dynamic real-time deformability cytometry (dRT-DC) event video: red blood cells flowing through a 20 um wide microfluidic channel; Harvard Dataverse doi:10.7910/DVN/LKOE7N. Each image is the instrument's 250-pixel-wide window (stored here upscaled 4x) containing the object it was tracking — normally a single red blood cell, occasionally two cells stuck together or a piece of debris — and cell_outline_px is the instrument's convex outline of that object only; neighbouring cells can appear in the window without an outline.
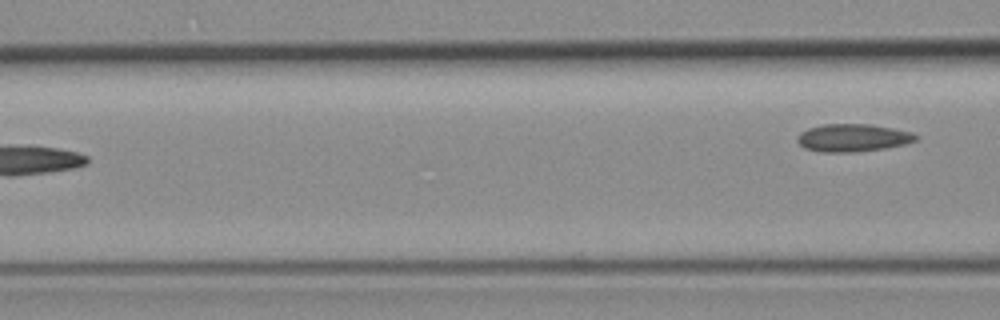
{"species": "common noctule bat (a hibernating species)", "species_latin": "Nyctalus noctula", "temperature_condition": "room temperature", "stored_images_in_passage": 4, "camera_frame_rate_fps": 3000, "um_per_image_px": 0.085, "animal": {"sex": "female", "body_mass_g": 19.3, "forearm_length_mm": 54.1}, "frame": {"image": 1, "passage_image": 4, "time_ms": 3.667, "image_size_px": [1000, 320], "cell_outline_px": [[920, 136], [916, 140], [904, 144], [884, 148], [856, 152], [820, 152], [804, 148], [796, 140], [796, 136], [800, 132], [808, 128], [820, 124], [872, 124], [912, 132]], "centroid_in_image_um": [72.46, 11.7], "position_along_channel_um": 94.1, "area_um2": 19.31}}